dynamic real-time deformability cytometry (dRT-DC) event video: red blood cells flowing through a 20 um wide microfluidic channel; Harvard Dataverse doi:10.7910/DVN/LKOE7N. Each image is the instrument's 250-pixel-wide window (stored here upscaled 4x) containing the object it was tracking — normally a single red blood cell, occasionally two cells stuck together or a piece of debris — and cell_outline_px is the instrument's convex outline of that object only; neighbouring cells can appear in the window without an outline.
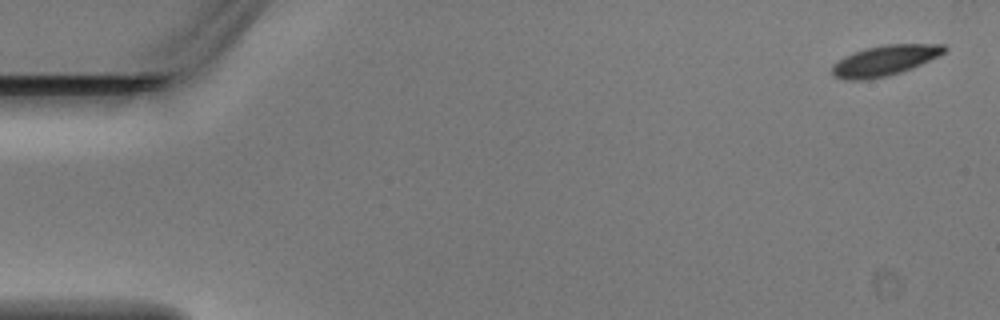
{"species": "Egyptian fruit bat (a non-hibernating species)", "species_latin": "Rousettus aegyptiacus", "temperature_condition": "warm", "stored_images_in_passage": 4, "camera_frame_rate_fps": 3000, "um_per_image_px": 0.085, "animal": {"sex": "male"}, "frame": {"image": 1, "passage_image": 1, "time_ms": 0.0, "image_size_px": [1000, 320], "cell_outline_px": [[948, 48], [944, 52], [912, 68], [888, 76], [864, 80], [844, 80], [832, 76], [832, 64], [844, 56], [868, 48], [888, 44], [944, 44]], "centroid_in_image_um": [75.16, 5.16], "position_along_channel_um": 9.8, "area_um2": 19.65}}